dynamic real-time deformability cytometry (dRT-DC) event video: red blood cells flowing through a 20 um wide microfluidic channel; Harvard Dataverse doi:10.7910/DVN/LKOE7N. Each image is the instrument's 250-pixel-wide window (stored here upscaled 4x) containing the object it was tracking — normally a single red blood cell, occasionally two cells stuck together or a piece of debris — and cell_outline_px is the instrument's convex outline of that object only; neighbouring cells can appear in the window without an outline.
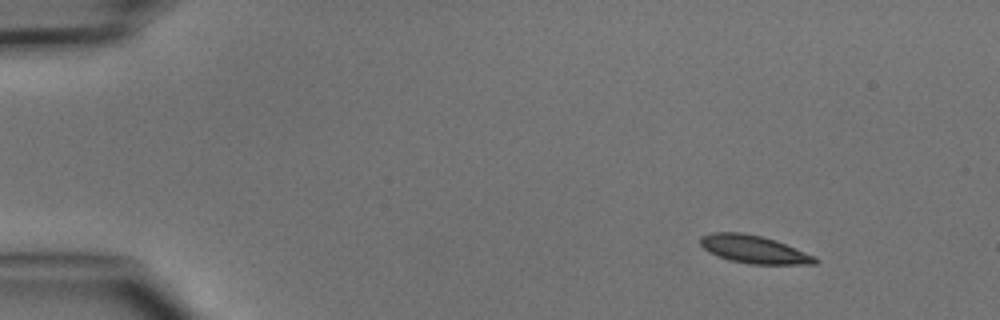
{"species": "common noctule bat (a hibernating species)", "species_latin": "Nyctalus noctula", "temperature_condition": "cold", "stored_images_in_passage": 5, "camera_frame_rate_fps": 3000, "um_per_image_px": 0.085, "animal": {"sex": "male", "body_mass_g": 15.6}, "frame": {"image": 1, "passage_image": 2, "time_ms": 1.333, "image_size_px": [1000, 320], "cell_outline_px": [[820, 260], [816, 264], [748, 264], [728, 260], [704, 248], [700, 244], [700, 236], [712, 232], [740, 232], [760, 236], [776, 240], [816, 256]], "centroid_in_image_um": [64.12, 21.19], "position_along_channel_um": 20.9, "area_um2": 18.61}}
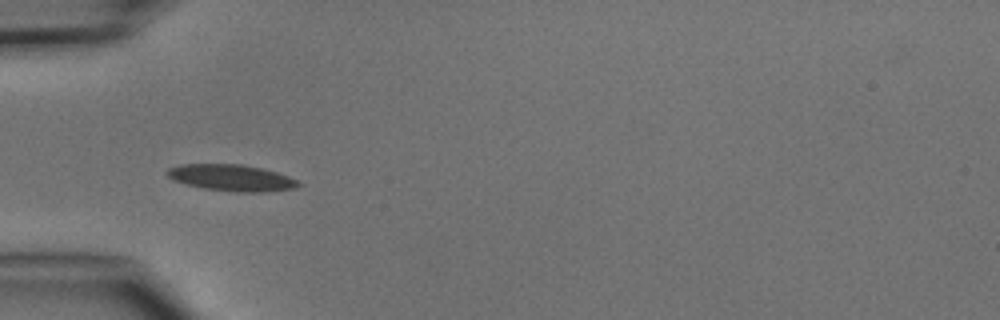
{"frame": {"image": 2, "passage_image": 5, "time_ms": 4.667, "image_size_px": [1000, 320], "cell_outline_px": [[300, 184], [296, 188], [264, 192], [236, 192], [204, 188], [172, 180], [164, 172], [168, 168], [180, 164], [240, 164], [260, 168], [276, 172], [288, 176], [296, 180]], "centroid_in_image_um": [19.64, 15.11], "position_along_channel_um": 65.4, "area_um2": 20.11}}